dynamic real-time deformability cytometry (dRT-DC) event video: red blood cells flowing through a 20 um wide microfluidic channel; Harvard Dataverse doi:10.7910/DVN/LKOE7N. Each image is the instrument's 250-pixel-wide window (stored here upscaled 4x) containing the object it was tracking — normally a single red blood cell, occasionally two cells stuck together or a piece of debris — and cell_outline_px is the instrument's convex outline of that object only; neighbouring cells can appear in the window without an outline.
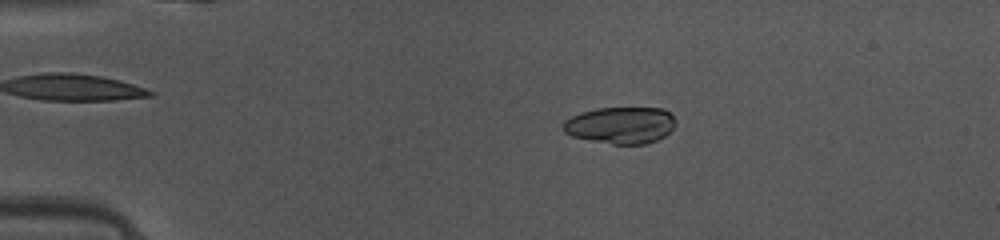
{"species": "common noctule bat (a hibernating species)", "species_latin": "Nyctalus noctula", "temperature_condition": "warm", "stored_images_in_passage": 40, "camera_frame_rate_fps": 3000, "um_per_image_px": 0.085, "animal": {"sex": "female", "body_mass_g": 10.0, "forearm_length_mm": 53.1}, "frame": {"image": 1, "passage_image": 2, "time_ms": 0.333, "image_size_px": [1000, 240], "cell_outline_px": [[676, 124], [664, 136], [656, 140], [644, 144], [612, 144], [572, 136], [564, 132], [560, 124], [564, 120], [572, 116], [596, 108], [664, 108], [676, 120]], "centroid_in_image_um": [52.74, 10.64], "position_along_channel_um": 32.3, "area_um2": 24.04}}
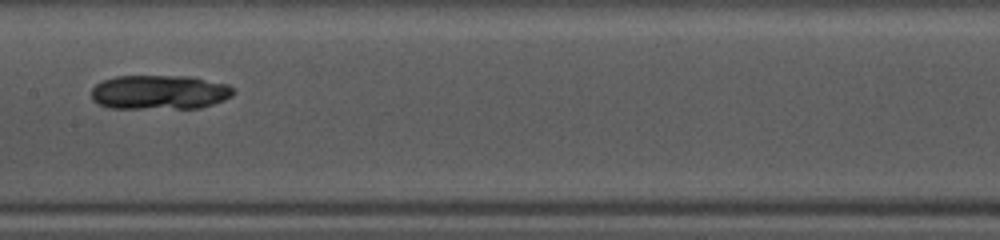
{"frame": {"image": 2, "passage_image": 17, "time_ms": 5.333, "image_size_px": [1000, 240], "cell_outline_px": [[236, 92], [232, 96], [224, 100], [200, 108], [108, 108], [92, 100], [92, 88], [96, 84], [104, 80], [116, 76], [192, 76], [228, 84]], "centroid_in_image_um": [13.58, 7.84], "position_along_channel_um": 193.8, "area_um2": 28.61}}
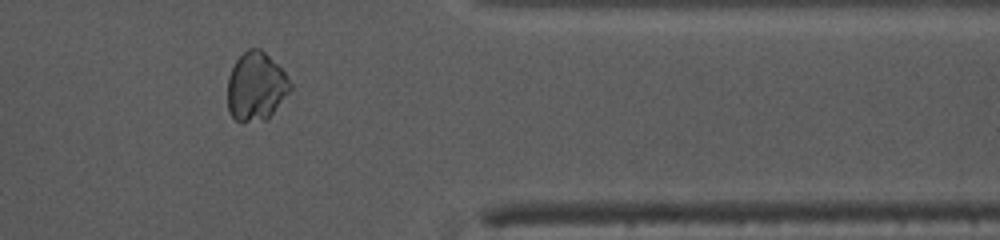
{"frame": {"image": 3, "passage_image": 32, "time_ms": 10.333, "image_size_px": [1000, 240], "cell_outline_px": [[292, 88], [272, 112], [264, 120], [236, 120], [228, 112], [228, 76], [236, 60], [248, 48], [260, 48], [284, 72], [292, 84]], "centroid_in_image_um": [21.74, 7.33], "position_along_channel_um": 389.7, "area_um2": 24.45}}